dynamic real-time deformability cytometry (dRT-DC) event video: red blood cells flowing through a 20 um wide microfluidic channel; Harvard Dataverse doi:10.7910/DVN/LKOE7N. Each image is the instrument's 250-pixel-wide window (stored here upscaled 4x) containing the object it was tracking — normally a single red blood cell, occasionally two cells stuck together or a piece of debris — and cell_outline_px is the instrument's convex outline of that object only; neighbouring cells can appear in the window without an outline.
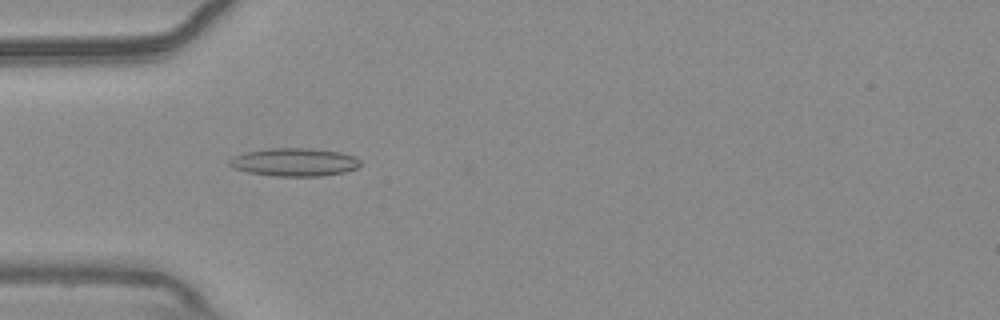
{"species": "common noctule bat (a hibernating species)", "species_latin": "Nyctalus noctula", "temperature_condition": "warm", "stored_images_in_passage": 52, "camera_frame_rate_fps": 3000, "um_per_image_px": 0.085, "animal": {"sex": "male", "body_mass_g": 20.4}, "frame": {"image": 1, "passage_image": 14, "time_ms": 4.333, "image_size_px": [1000, 320], "cell_outline_px": [[360, 164], [356, 168], [344, 172], [324, 176], [276, 176], [248, 172], [236, 168], [228, 164], [228, 160], [232, 156], [244, 152], [268, 148], [308, 148], [340, 152], [356, 156], [360, 160]], "centroid_in_image_um": [25.02, 13.77], "position_along_channel_um": 60.0, "area_um2": 21.5}}
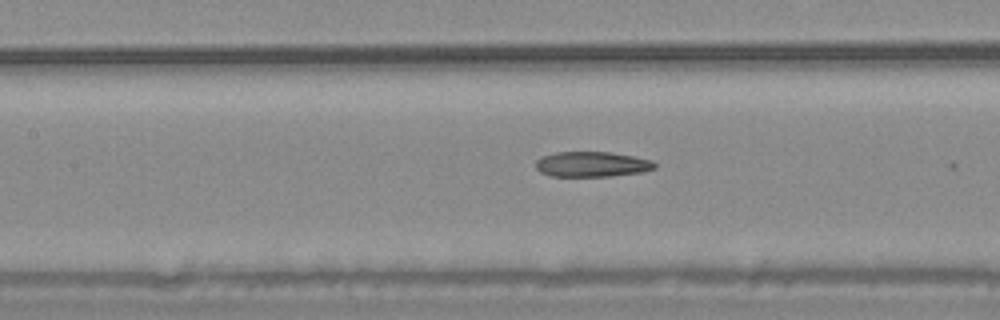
{"frame": {"image": 2, "passage_image": 22, "time_ms": 7.0, "image_size_px": [1000, 320], "cell_outline_px": [[656, 168], [644, 172], [612, 176], [548, 176], [540, 172], [536, 168], [536, 160], [540, 156], [556, 152], [608, 152], [632, 156], [652, 160], [656, 164]], "centroid_in_image_um": [50.3, 13.96], "position_along_channel_um": 157.1, "area_um2": 17.63}}
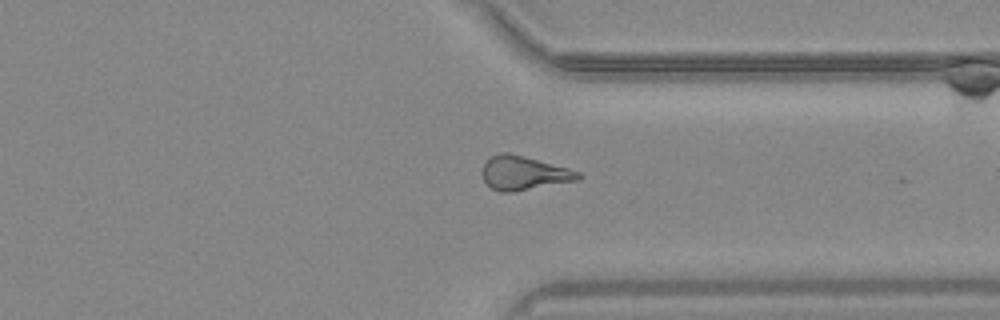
{"frame": {"image": 3, "passage_image": 39, "time_ms": 12.667, "image_size_px": [1000, 320], "cell_outline_px": [[584, 176], [580, 180], [512, 192], [500, 192], [492, 188], [484, 180], [484, 164], [492, 156], [504, 152], [508, 152], [568, 168], [580, 172]], "centroid_in_image_um": [44.59, 14.72], "position_along_channel_um": 366.8, "area_um2": 18.67}}